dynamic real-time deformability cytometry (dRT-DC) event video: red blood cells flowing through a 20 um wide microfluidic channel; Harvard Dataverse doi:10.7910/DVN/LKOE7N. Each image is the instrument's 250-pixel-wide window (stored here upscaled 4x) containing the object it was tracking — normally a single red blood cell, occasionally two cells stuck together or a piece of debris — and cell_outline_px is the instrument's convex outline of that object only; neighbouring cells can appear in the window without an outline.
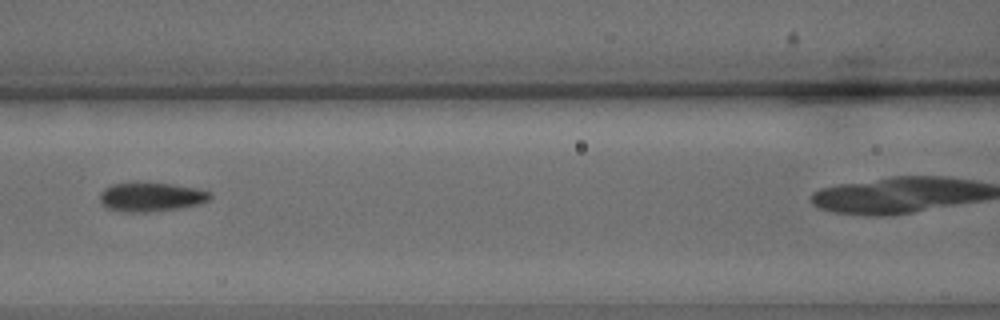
{"species": "common noctule bat (a hibernating species)", "species_latin": "Nyctalus noctula", "temperature_condition": "warm", "stored_images_in_passage": 7, "camera_frame_rate_fps": 3000, "um_per_image_px": 0.085, "animal": {"sex": "male", "body_mass_g": 15.6}, "frame": {"image": 1, "passage_image": 6, "time_ms": 1.667, "image_size_px": [1000, 320], "cell_outline_px": [[212, 196], [208, 200], [200, 204], [180, 208], [148, 212], [120, 212], [104, 208], [100, 200], [100, 192], [104, 188], [112, 184], [172, 184], [196, 188], [212, 192]], "centroid_in_image_um": [12.83, 16.77], "position_along_channel_um": 153.8, "area_um2": 18.55}}